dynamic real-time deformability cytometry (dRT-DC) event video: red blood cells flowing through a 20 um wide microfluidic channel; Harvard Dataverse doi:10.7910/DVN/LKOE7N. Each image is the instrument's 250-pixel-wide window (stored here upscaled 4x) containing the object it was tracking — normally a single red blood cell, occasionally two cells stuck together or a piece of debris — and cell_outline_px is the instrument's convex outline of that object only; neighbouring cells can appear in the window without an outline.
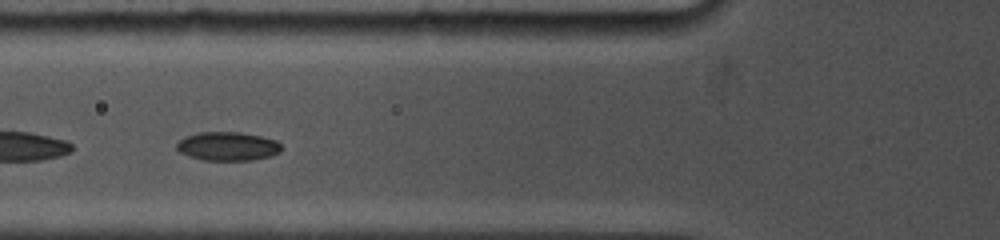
{"species": "common noctule bat (a hibernating species)", "species_latin": "Nyctalus noctula", "temperature_condition": "cold", "stored_images_in_passage": 8, "camera_frame_rate_fps": 5000, "um_per_image_px": 0.085, "animal": {"sex": "female", "body_mass_g": 19.0, "forearm_length_mm": 53.3}, "frame": {"image": 1, "passage_image": 7, "time_ms": 1.6, "image_size_px": [1000, 240], "cell_outline_px": [[280, 152], [272, 156], [252, 160], [204, 160], [188, 156], [180, 152], [176, 148], [176, 144], [184, 136], [196, 132], [240, 132], [260, 136], [276, 140], [280, 144]], "centroid_in_image_um": [19.33, 12.43], "position_along_channel_um": 106.5, "area_um2": 17.63}}